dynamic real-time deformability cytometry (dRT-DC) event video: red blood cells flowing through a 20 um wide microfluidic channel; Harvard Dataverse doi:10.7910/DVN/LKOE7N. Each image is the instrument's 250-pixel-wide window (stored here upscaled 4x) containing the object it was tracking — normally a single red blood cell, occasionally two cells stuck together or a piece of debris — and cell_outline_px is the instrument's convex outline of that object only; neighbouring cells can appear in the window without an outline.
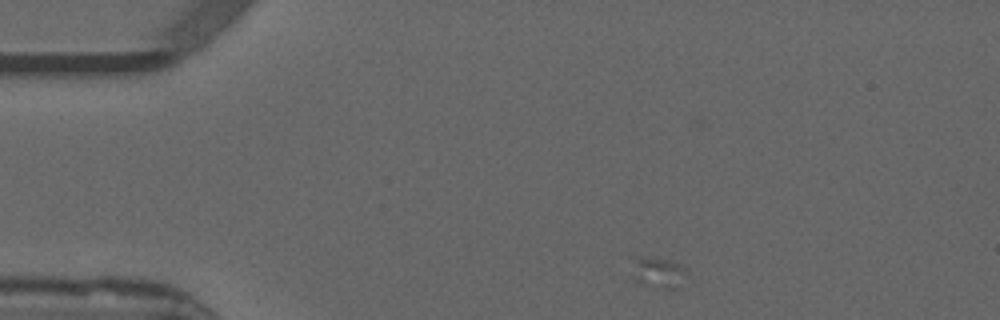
{"species": "common noctule bat (a hibernating species)", "species_latin": "Nyctalus noctula", "temperature_condition": "warm", "stored_images_in_passage": 15, "camera_frame_rate_fps": 3000, "um_per_image_px": 0.085, "animal": {"sex": "male", "forearm_length_mm": 52.5}, "frame": {"image": 1, "passage_image": 1, "time_ms": 0.0, "image_size_px": [1000, 320], "cell_outline_px": [[688, 272], [676, 288], [664, 288], [640, 284], [632, 276], [628, 256], [636, 256], [668, 260], [680, 264]], "centroid_in_image_um": [55.82, 23.12], "position_along_channel_um": 29.2, "area_um2": 10.06}}